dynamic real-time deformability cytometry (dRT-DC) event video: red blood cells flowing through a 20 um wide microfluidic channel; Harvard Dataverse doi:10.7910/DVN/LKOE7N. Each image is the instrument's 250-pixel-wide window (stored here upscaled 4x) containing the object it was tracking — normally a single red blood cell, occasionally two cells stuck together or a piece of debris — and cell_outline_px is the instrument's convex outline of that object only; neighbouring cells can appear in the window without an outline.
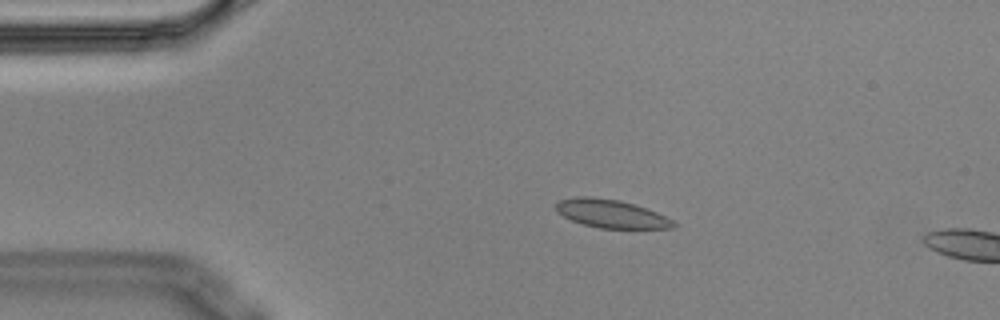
{"species": "Egyptian fruit bat (a non-hibernating species)", "species_latin": "Rousettus aegyptiacus", "temperature_condition": "cold", "stored_images_in_passage": 3, "camera_frame_rate_fps": 3000, "um_per_image_px": 0.085, "animal": {"sex": "male"}, "frame": {"image": 1, "passage_image": 2, "time_ms": 0.333, "image_size_px": [1000, 320], "cell_outline_px": [[676, 224], [672, 228], [600, 228], [584, 224], [572, 220], [556, 212], [556, 204], [560, 200], [576, 196], [588, 196], [620, 200], [656, 212], [672, 220]], "centroid_in_image_um": [51.91, 18.16], "position_along_channel_um": 33.1, "area_um2": 19.02}}